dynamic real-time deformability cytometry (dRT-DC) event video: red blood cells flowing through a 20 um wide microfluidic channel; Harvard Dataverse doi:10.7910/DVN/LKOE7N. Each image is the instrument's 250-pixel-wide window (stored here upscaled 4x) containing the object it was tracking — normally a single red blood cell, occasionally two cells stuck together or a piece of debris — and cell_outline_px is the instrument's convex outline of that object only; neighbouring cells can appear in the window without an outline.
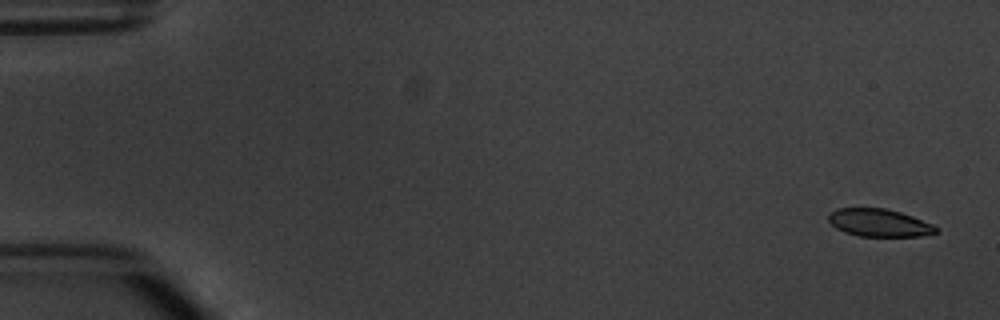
{"species": "common noctule bat (a hibernating species)", "species_latin": "Nyctalus noctula", "temperature_condition": "warm", "stored_images_in_passage": 5, "camera_frame_rate_fps": 3000, "um_per_image_px": 0.085, "animal": {"sex": "male", "body_mass_g": 20.1, "forearm_length_mm": 53.5}, "frame": {"image": 1, "passage_image": 1, "time_ms": 0.0, "image_size_px": [1000, 320], "cell_outline_px": [[940, 232], [920, 236], [860, 236], [844, 232], [836, 228], [828, 220], [828, 216], [836, 208], [884, 208], [900, 212], [912, 216], [932, 224], [940, 228]], "centroid_in_image_um": [74.76, 18.94], "position_along_channel_um": 10.2, "area_um2": 17.34}}
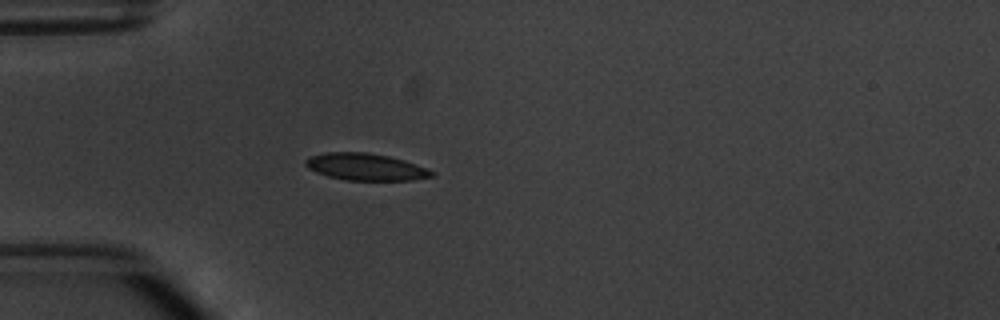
{"frame": {"image": 2, "passage_image": 5, "time_ms": 4.667, "image_size_px": [1000, 320], "cell_outline_px": [[436, 176], [412, 180], [344, 180], [328, 176], [316, 172], [308, 168], [304, 164], [304, 160], [308, 156], [324, 152], [368, 152], [388, 156], [404, 160], [428, 168], [436, 172]], "centroid_in_image_um": [31.08, 14.18], "position_along_channel_um": 53.9, "area_um2": 20.11}}